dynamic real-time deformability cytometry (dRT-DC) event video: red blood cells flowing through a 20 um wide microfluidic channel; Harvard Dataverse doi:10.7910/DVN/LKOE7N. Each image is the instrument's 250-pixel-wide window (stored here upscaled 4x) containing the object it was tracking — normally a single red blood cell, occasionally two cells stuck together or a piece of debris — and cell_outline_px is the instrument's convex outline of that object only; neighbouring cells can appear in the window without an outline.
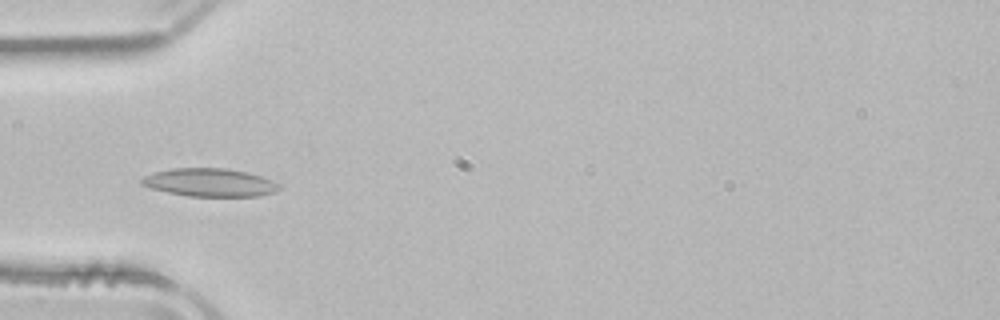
{"species": "common noctule bat (a hibernating species)", "species_latin": "Nyctalus noctula", "temperature_condition": "room temperature", "stored_images_in_passage": 44, "camera_frame_rate_fps": 3000, "um_per_image_px": 0.085, "animal": {"sex": "male", "body_mass_g": 21.5, "forearm_length_mm": 52.0}, "frame": {"image": 1, "passage_image": 16, "time_ms": 5.0, "image_size_px": [1000, 320], "cell_outline_px": [[280, 188], [276, 192], [260, 196], [188, 196], [168, 192], [152, 188], [140, 184], [140, 180], [144, 176], [156, 172], [172, 168], [228, 168], [248, 172], [272, 180], [280, 184]], "centroid_in_image_um": [17.86, 15.51], "position_along_channel_um": 67.1, "area_um2": 22.54}}
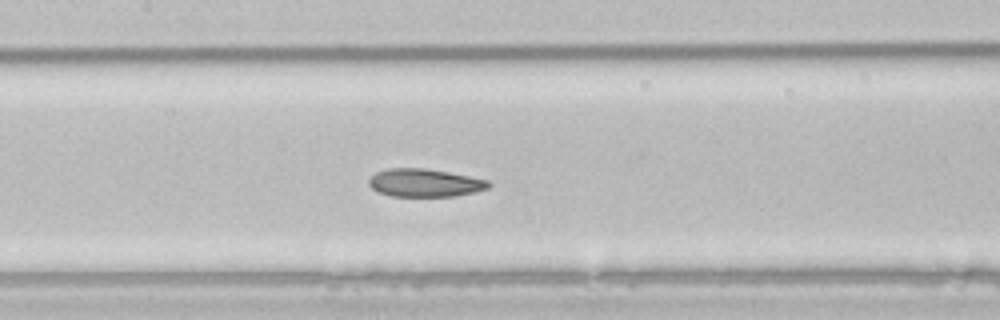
{"frame": {"image": 2, "passage_image": 24, "time_ms": 7.667, "image_size_px": [1000, 320], "cell_outline_px": [[492, 184], [488, 188], [476, 192], [452, 196], [392, 196], [380, 192], [372, 188], [368, 184], [368, 180], [376, 172], [388, 168], [424, 168], [448, 172], [488, 180]], "centroid_in_image_um": [36.11, 15.54], "position_along_channel_um": 171.3, "area_um2": 19.42}}
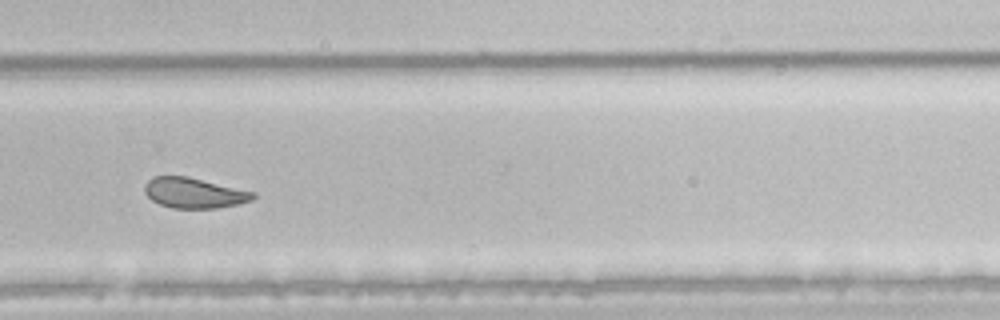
{"frame": {"image": 3, "passage_image": 35, "time_ms": 11.333, "image_size_px": [1000, 320], "cell_outline_px": [[256, 196], [252, 200], [236, 204], [216, 208], [172, 208], [160, 204], [152, 200], [144, 192], [144, 184], [152, 176], [184, 176], [256, 192]], "centroid_in_image_um": [16.47, 16.4], "position_along_channel_um": 313.3, "area_um2": 19.02}, "authors_computed_cell_mechanics": {"area_um2": 21.7617, "velocity_mm_per_s": 3.8954, "shape_relaxation_time_tau1_ms": 7.9632, "shape_relaxation_time_tau2_ms": 1.7473, "deformation_change_tau1": 0.1753, "deformation_change_tau2": 0.0757}}